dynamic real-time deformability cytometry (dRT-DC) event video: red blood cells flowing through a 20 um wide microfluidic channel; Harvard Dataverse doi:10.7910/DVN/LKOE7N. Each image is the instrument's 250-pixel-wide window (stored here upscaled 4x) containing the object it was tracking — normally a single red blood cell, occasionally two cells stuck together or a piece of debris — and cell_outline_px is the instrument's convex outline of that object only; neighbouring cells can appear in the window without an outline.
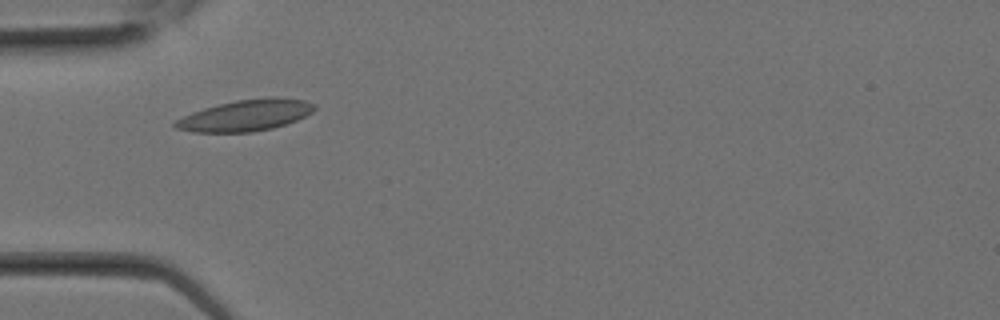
{"species": "Egyptian fruit bat (a non-hibernating species)", "species_latin": "Rousettus aegyptiacus", "temperature_condition": "room temperature", "stored_images_in_passage": 4, "camera_frame_rate_fps": 3000, "um_per_image_px": 0.085, "animal": {"sex": "female"}, "frame": {"image": 1, "passage_image": 1, "time_ms": 0.0, "image_size_px": [1000, 320], "cell_outline_px": [[316, 108], [312, 112], [296, 120], [272, 128], [252, 132], [192, 132], [176, 128], [172, 124], [176, 120], [192, 112], [204, 108], [236, 100], [268, 96], [276, 96], [304, 100], [316, 104]], "centroid_in_image_um": [20.9, 9.79], "position_along_channel_um": 64.1, "area_um2": 25.37}}
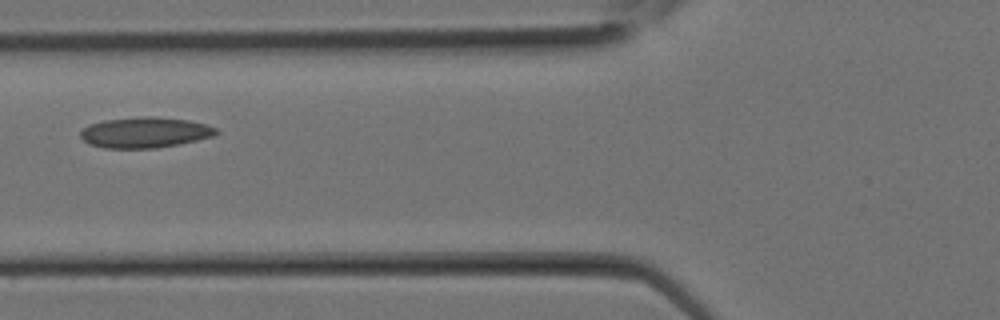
{"frame": {"image": 2, "passage_image": 3, "time_ms": 0.667, "image_size_px": [1000, 320], "cell_outline_px": [[220, 132], [212, 136], [196, 140], [156, 148], [104, 148], [88, 144], [80, 136], [80, 132], [88, 124], [104, 120], [140, 116], [152, 116], [188, 120], [204, 124], [216, 128]], "centroid_in_image_um": [12.28, 11.25], "position_along_channel_um": 113.5, "area_um2": 24.16}}